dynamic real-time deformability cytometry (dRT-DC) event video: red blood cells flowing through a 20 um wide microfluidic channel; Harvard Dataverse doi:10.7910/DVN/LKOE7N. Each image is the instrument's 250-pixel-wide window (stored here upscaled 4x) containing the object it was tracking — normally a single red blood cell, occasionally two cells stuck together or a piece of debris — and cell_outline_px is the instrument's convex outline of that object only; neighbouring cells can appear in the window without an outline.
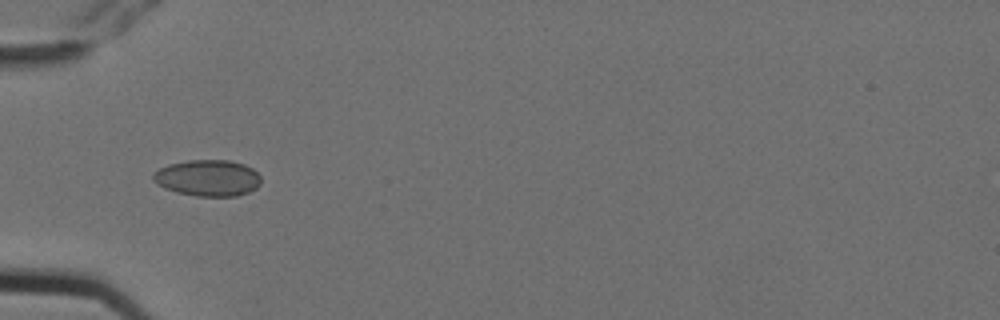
{"species": "Egyptian fruit bat (a non-hibernating species)", "species_latin": "Rousettus aegyptiacus", "temperature_condition": "cold", "stored_images_in_passage": 10, "camera_frame_rate_fps": 3000, "um_per_image_px": 0.085, "animal": {"sex": "female"}, "frame": {"image": 1, "passage_image": 5, "time_ms": 1.333, "image_size_px": [1000, 320], "cell_outline_px": [[260, 184], [256, 188], [248, 192], [236, 196], [196, 196], [176, 192], [164, 188], [156, 184], [152, 180], [152, 176], [160, 168], [168, 164], [188, 160], [228, 160], [244, 164], [252, 168], [260, 176]], "centroid_in_image_um": [17.65, 15.13], "position_along_channel_um": 67.4, "area_um2": 22.89}}
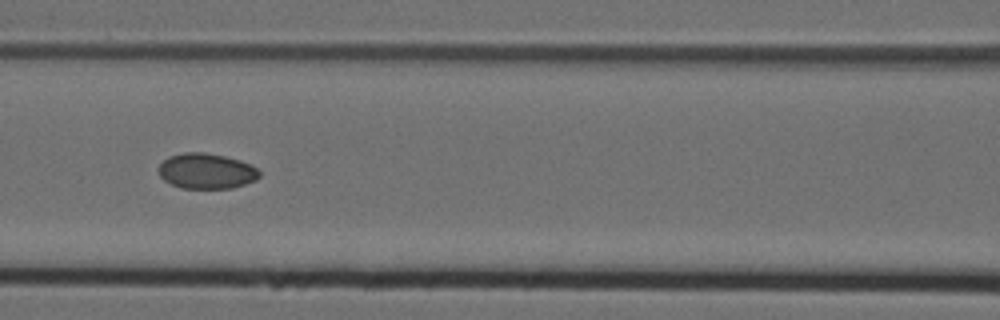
{"frame": {"image": 2, "passage_image": 7, "time_ms": 2.0, "image_size_px": [1000, 320], "cell_outline_px": [[260, 176], [256, 180], [232, 188], [180, 188], [164, 180], [160, 176], [160, 164], [168, 156], [184, 152], [204, 152], [224, 156], [240, 160], [256, 168], [260, 172]], "centroid_in_image_um": [17.54, 14.54], "position_along_channel_um": 149.1, "area_um2": 20.69}}
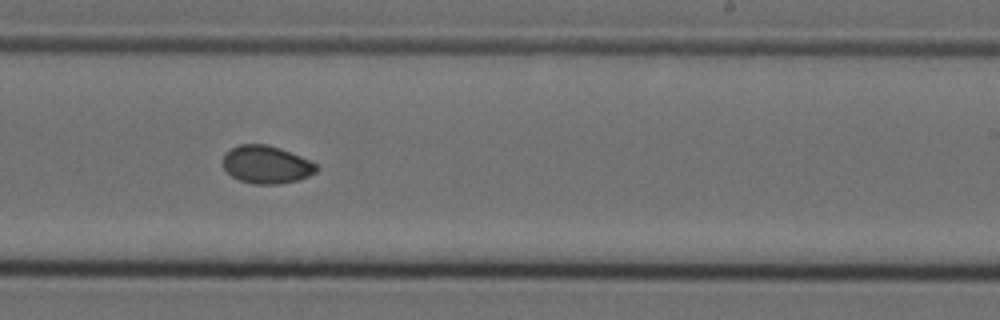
{"frame": {"image": 3, "passage_image": 10, "time_ms": 3.0, "image_size_px": [1000, 320], "cell_outline_px": [[320, 168], [316, 172], [308, 176], [296, 180], [280, 184], [252, 184], [240, 180], [232, 176], [224, 168], [220, 160], [224, 152], [240, 144], [268, 144], [280, 148], [308, 160], [316, 164]], "centroid_in_image_um": [22.6, 13.98], "position_along_channel_um": 266.4, "area_um2": 20.69}}